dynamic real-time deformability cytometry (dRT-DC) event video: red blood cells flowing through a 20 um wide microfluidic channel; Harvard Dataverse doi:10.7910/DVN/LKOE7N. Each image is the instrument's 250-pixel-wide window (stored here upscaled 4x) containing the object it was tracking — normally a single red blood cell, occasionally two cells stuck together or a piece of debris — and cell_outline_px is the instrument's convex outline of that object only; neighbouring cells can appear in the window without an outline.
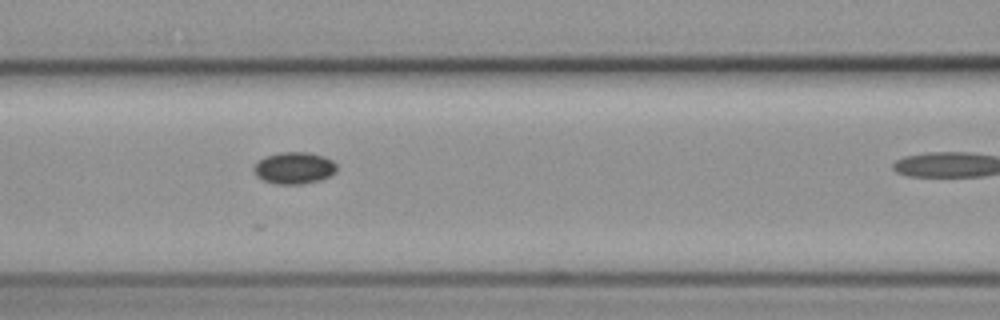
{"species": "common noctule bat (a hibernating species)", "species_latin": "Nyctalus noctula", "temperature_condition": "cold", "stored_images_in_passage": 11, "camera_frame_rate_fps": 3000, "um_per_image_px": 0.085, "animal": {"sex": "female", "body_mass_g": 19.3, "forearm_length_mm": 54.1}, "frame": {"image": 1, "passage_image": 7, "time_ms": 7.0, "image_size_px": [1000, 320], "cell_outline_px": [[336, 172], [320, 180], [300, 184], [276, 184], [264, 180], [256, 176], [252, 168], [264, 156], [280, 152], [308, 152], [324, 156], [332, 160], [336, 164]], "centroid_in_image_um": [24.99, 14.27], "position_along_channel_um": 141.6, "area_um2": 15.37}}